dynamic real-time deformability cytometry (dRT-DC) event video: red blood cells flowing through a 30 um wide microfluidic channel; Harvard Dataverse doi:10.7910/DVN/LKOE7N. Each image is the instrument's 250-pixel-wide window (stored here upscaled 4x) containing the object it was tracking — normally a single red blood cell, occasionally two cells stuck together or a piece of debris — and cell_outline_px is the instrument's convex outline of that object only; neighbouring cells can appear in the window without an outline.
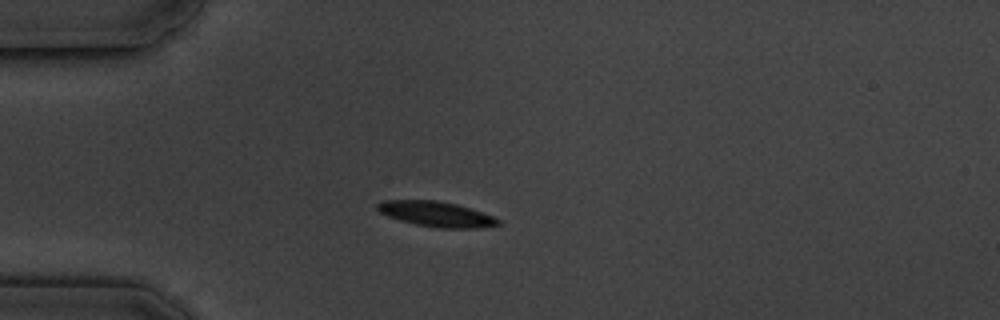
{"species": "common noctule bat (a hibernating species)", "species_latin": "Nyctalus noctula", "temperature_condition": "cold", "stored_images_in_passage": 10, "camera_frame_rate_fps": 3000, "um_per_image_px": 0.085, "animal": {"sex": "male", "body_mass_g": 19.5, "forearm_length_mm": 54.6}, "frame": {"image": 1, "passage_image": 4, "time_ms": 3.333, "image_size_px": [1000, 320], "cell_outline_px": [[500, 224], [480, 228], [436, 228], [416, 224], [400, 220], [388, 216], [380, 212], [376, 208], [376, 204], [384, 200], [436, 200], [456, 204], [492, 216], [500, 220]], "centroid_in_image_um": [37.05, 18.2], "position_along_channel_um": 47.9, "area_um2": 17.57}}